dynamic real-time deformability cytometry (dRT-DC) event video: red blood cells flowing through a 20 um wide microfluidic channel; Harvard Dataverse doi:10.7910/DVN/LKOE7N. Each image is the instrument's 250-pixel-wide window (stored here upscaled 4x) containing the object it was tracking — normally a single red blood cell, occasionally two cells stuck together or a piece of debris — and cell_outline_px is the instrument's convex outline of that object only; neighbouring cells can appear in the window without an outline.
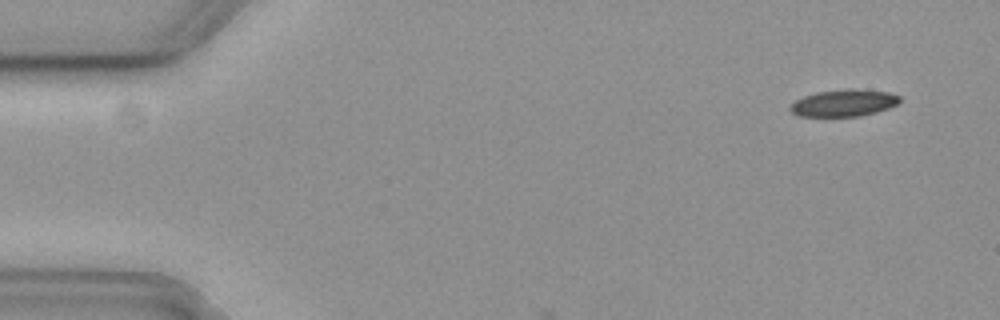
{"species": "common noctule bat (a hibernating species)", "species_latin": "Nyctalus noctula", "temperature_condition": "cold", "stored_images_in_passage": 3, "camera_frame_rate_fps": 3000, "um_per_image_px": 0.085, "animal": {"sex": "female", "body_mass_g": 19.3, "forearm_length_mm": 54.1}, "frame": {"image": 1, "passage_image": 3, "time_ms": 0.667, "image_size_px": [1000, 320], "cell_outline_px": [[900, 100], [896, 104], [888, 108], [876, 112], [860, 116], [800, 116], [792, 112], [788, 108], [796, 100], [804, 96], [816, 92], [848, 88], [852, 88], [888, 92], [900, 96]], "centroid_in_image_um": [71.72, 8.74], "position_along_channel_um": 13.3, "area_um2": 17.11}}